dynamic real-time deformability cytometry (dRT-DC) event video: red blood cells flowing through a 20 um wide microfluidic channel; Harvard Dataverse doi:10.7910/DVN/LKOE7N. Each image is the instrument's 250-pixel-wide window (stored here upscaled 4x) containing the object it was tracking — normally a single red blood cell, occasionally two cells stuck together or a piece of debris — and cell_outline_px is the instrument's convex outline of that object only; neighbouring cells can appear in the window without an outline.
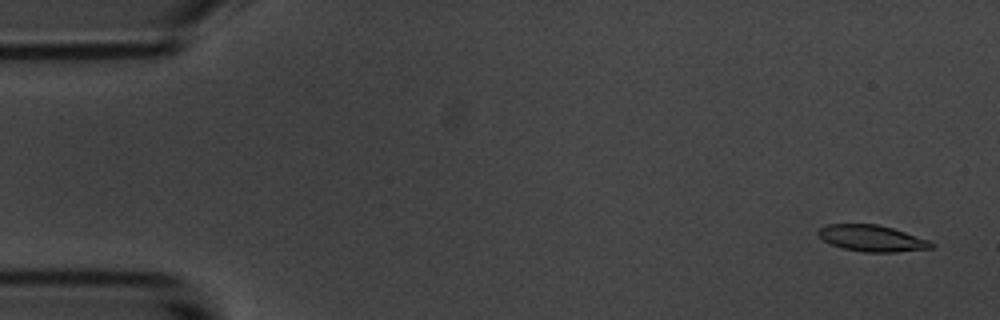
{"species": "common noctule bat (a hibernating species)", "species_latin": "Nyctalus noctula", "temperature_condition": "room temperature", "stored_images_in_passage": 56, "camera_frame_rate_fps": 3000, "um_per_image_px": 0.085, "animal": {"sex": "male", "body_mass_g": 20.1, "forearm_length_mm": 53.5}, "frame": {"image": 1, "passage_image": 2, "time_ms": 0.333, "image_size_px": [1000, 320], "cell_outline_px": [[936, 244], [932, 248], [896, 252], [864, 252], [840, 248], [824, 240], [816, 232], [824, 224], [876, 224], [892, 228], [932, 240]], "centroid_in_image_um": [74.15, 20.26], "position_along_channel_um": 10.9, "area_um2": 17.51}}
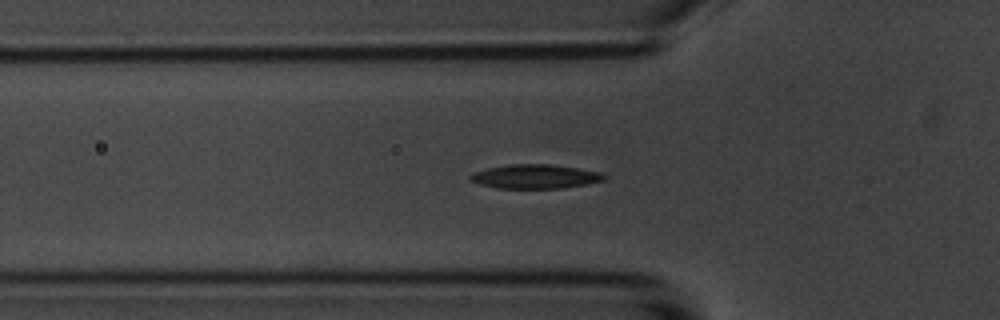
{"frame": {"image": 2, "passage_image": 18, "time_ms": 5.667, "image_size_px": [1000, 320], "cell_outline_px": [[608, 180], [564, 188], [500, 188], [480, 184], [468, 180], [468, 176], [472, 172], [488, 168], [508, 164], [548, 164], [576, 168], [600, 172], [608, 176]], "centroid_in_image_um": [45.5, 15.0], "position_along_channel_um": 80.3, "area_um2": 18.9}}
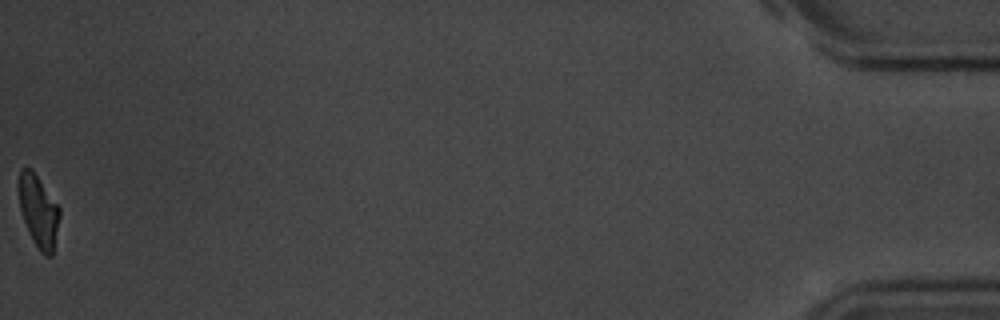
{"frame": {"image": 3, "passage_image": 56, "time_ms": 18.333, "image_size_px": [1000, 320], "cell_outline_px": [[60, 216], [52, 256], [44, 256], [40, 252], [32, 240], [28, 232], [20, 208], [20, 168], [32, 168], [60, 208]], "centroid_in_image_um": [3.3, 17.98], "position_along_channel_um": 431.9, "area_um2": 16.94}, "authors_computed_cell_mechanics": {"area_um2": 18.2648, "velocity_mm_per_s": 3.5662, "shape_relaxation_time_tau1_ms": 2.2427, "shape_relaxation_time_tau2_ms": 6.2634, "deformation_change_tau1": 0.1181, "deformation_change_tau2": 0.1171}}